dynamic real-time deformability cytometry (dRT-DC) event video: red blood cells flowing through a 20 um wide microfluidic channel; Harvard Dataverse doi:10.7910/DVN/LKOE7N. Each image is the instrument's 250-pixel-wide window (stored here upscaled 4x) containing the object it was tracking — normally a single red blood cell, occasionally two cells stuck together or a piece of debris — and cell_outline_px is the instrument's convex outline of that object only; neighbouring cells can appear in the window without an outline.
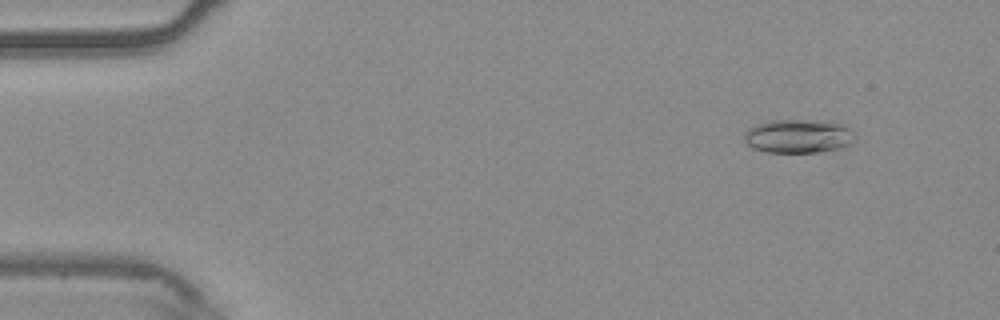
{"species": "common noctule bat (a hibernating species)", "species_latin": "Nyctalus noctula", "temperature_condition": "warm", "stored_images_in_passage": 55, "camera_frame_rate_fps": 3000, "um_per_image_px": 0.085, "animal": {"sex": "male", "body_mass_g": 20.4}, "frame": {"image": 1, "passage_image": 6, "time_ms": 1.667, "image_size_px": [1000, 320], "cell_outline_px": [[856, 140], [852, 144], [840, 148], [820, 152], [768, 152], [752, 148], [744, 140], [744, 132], [748, 128], [756, 124], [772, 120], [832, 120], [844, 124], [856, 136]], "centroid_in_image_um": [67.9, 11.56], "position_along_channel_um": 17.1, "area_um2": 22.2}}
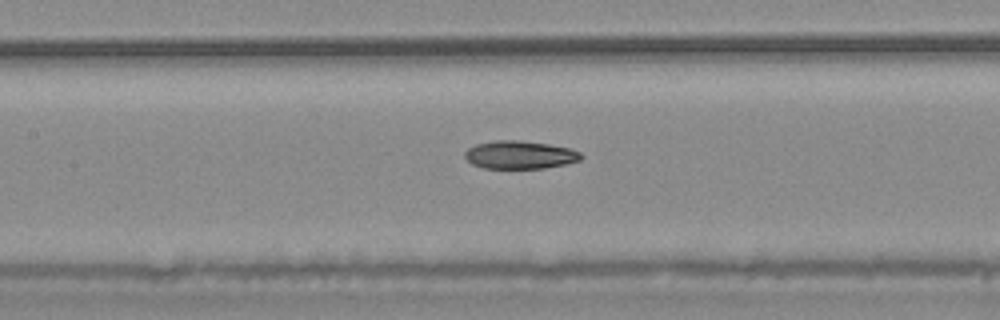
{"frame": {"image": 2, "passage_image": 26, "time_ms": 8.333, "image_size_px": [1000, 320], "cell_outline_px": [[584, 156], [580, 160], [568, 164], [544, 168], [484, 168], [472, 164], [464, 156], [464, 152], [468, 148], [476, 144], [496, 140], [520, 140], [548, 144], [568, 148], [580, 152]], "centroid_in_image_um": [44.19, 13.16], "position_along_channel_um": 163.2, "area_um2": 19.02}}
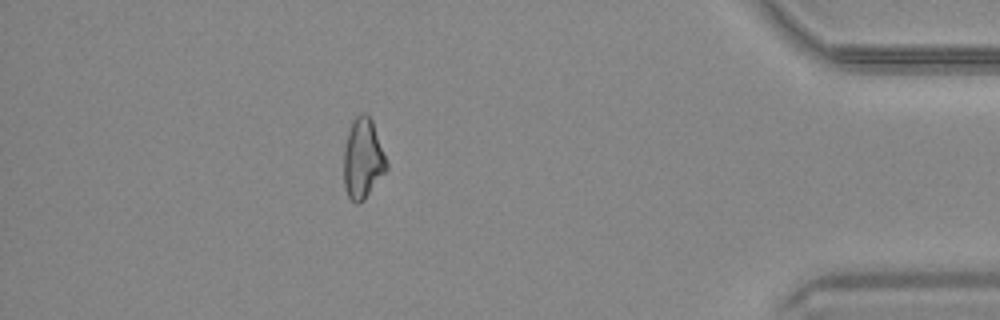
{"frame": {"image": 3, "passage_image": 49, "time_ms": 16.0, "image_size_px": [1000, 320], "cell_outline_px": [[388, 168], [364, 200], [360, 204], [356, 204], [348, 196], [344, 188], [344, 148], [348, 132], [352, 120], [360, 112], [368, 112], [372, 120], [388, 164]], "centroid_in_image_um": [30.83, 13.47], "position_along_channel_um": 404.4, "area_um2": 20.11}, "authors_computed_cell_mechanics": {"area_um2": 19.7098, "velocity_mm_per_s": 3.7323, "shape_relaxation_time_tau1_ms": 7.0839, "shape_relaxation_time_tau2_ms": 4.7809, "deformation_change_tau1": 0.1789, "deformation_change_tau2": 0.1218}}